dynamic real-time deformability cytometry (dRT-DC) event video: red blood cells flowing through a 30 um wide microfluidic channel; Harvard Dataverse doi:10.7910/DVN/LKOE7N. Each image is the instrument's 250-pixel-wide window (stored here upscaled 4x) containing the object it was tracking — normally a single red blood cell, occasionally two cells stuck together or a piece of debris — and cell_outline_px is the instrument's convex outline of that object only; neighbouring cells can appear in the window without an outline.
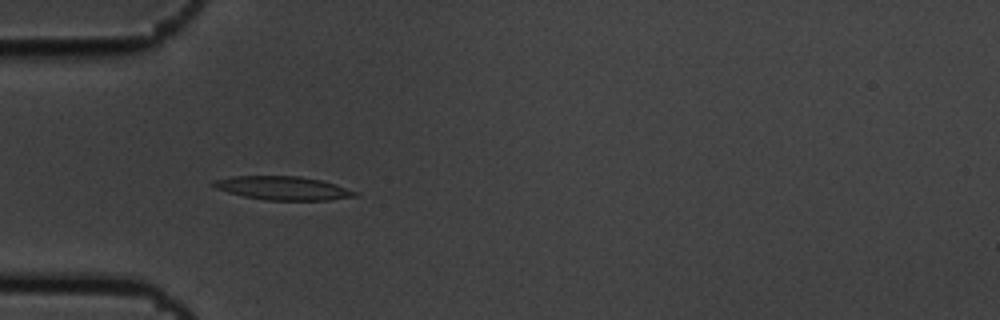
{"species": "common noctule bat (a hibernating species)", "species_latin": "Nyctalus noctula", "temperature_condition": "cold", "stored_images_in_passage": 15, "camera_frame_rate_fps": 3000, "um_per_image_px": 0.085, "animal": {"sex": "male", "body_mass_g": 19.5, "forearm_length_mm": 54.6}, "frame": {"image": 1, "passage_image": 5, "time_ms": 1.333, "image_size_px": [1000, 320], "cell_outline_px": [[360, 196], [328, 200], [264, 200], [244, 196], [228, 192], [216, 188], [212, 184], [212, 180], [232, 176], [300, 176], [320, 180], [336, 184], [360, 192]], "centroid_in_image_um": [24.1, 15.99], "position_along_channel_um": 60.9, "area_um2": 19.59}}
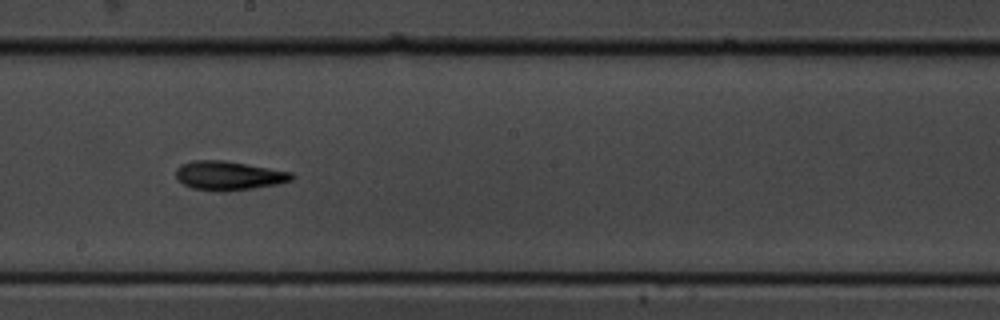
{"frame": {"image": 2, "passage_image": 9, "time_ms": 2.667, "image_size_px": [1000, 320], "cell_outline_px": [[296, 176], [292, 180], [276, 184], [252, 188], [220, 192], [216, 192], [192, 188], [184, 184], [176, 176], [176, 168], [180, 164], [192, 160], [224, 160], [292, 172]], "centroid_in_image_um": [19.42, 14.92], "position_along_channel_um": 228.8, "area_um2": 19.59}}
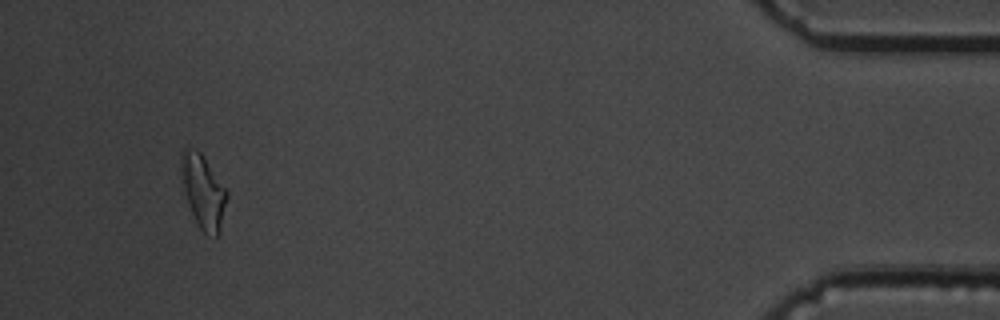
{"frame": {"image": 3, "passage_image": 14, "time_ms": 4.333, "image_size_px": [1000, 320], "cell_outline_px": [[228, 196], [220, 232], [216, 240], [204, 232], [200, 228], [188, 204], [184, 188], [180, 160], [180, 152], [184, 148], [188, 148], [200, 152], [204, 156], [228, 192]], "centroid_in_image_um": [17.3, 16.3], "position_along_channel_um": 417.9, "area_um2": 19.48}}